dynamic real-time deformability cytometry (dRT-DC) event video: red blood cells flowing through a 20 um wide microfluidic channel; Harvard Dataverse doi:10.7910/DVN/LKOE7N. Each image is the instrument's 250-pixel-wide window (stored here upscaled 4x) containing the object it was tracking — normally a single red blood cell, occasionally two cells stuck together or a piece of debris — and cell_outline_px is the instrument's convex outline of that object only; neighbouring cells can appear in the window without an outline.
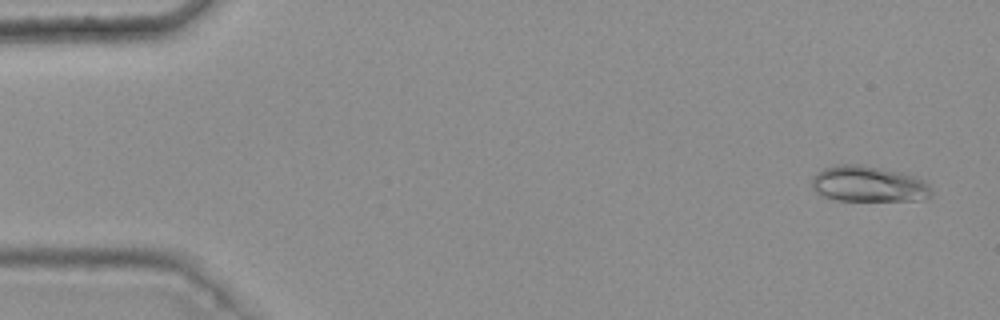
{"species": "common noctule bat (a hibernating species)", "species_latin": "Nyctalus noctula", "temperature_condition": "warm", "stored_images_in_passage": 5, "camera_frame_rate_fps": 3000, "um_per_image_px": 0.085, "animal": {"sex": "female", "body_mass_g": 25.1}, "frame": {"image": 1, "passage_image": 1, "time_ms": 0.0, "image_size_px": [1000, 320], "cell_outline_px": [[932, 196], [920, 200], [836, 200], [820, 196], [812, 188], [812, 176], [824, 168], [840, 164], [860, 164], [900, 172], [924, 180], [932, 188]], "centroid_in_image_um": [73.81, 15.65], "position_along_channel_um": 11.2, "area_um2": 25.03}}